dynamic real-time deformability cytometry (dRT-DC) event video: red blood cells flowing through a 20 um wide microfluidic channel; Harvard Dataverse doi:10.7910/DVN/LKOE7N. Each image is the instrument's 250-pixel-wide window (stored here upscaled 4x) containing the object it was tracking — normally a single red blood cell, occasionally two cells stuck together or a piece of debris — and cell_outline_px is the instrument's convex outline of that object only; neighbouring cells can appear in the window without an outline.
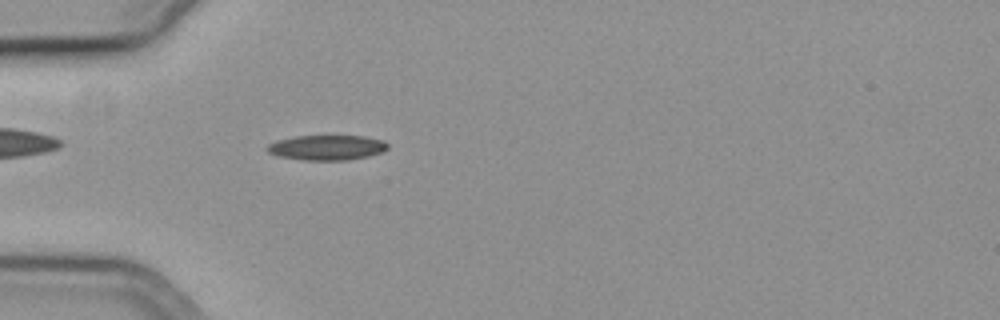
{"species": "common noctule bat (a hibernating species)", "species_latin": "Nyctalus noctula", "temperature_condition": "cold", "stored_images_in_passage": 30, "camera_frame_rate_fps": 3000, "um_per_image_px": 0.085, "animal": {"sex": "female", "body_mass_g": 19.3, "forearm_length_mm": 54.1}, "frame": {"image": 1, "passage_image": 5, "time_ms": 1.333, "image_size_px": [1000, 320], "cell_outline_px": [[388, 148], [384, 152], [368, 156], [344, 160], [304, 160], [276, 156], [268, 152], [264, 148], [268, 144], [276, 140], [296, 136], [364, 136], [384, 140], [388, 144]], "centroid_in_image_um": [27.77, 12.54], "position_along_channel_um": 57.2, "area_um2": 17.74}}
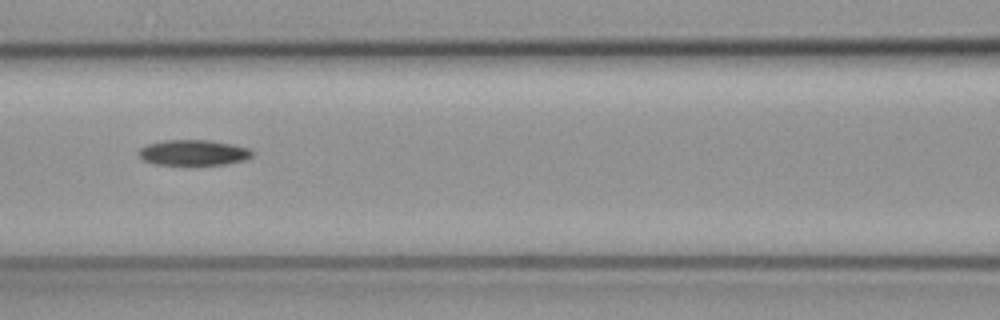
{"frame": {"image": 2, "passage_image": 13, "time_ms": 4.0, "image_size_px": [1000, 320], "cell_outline_px": [[252, 156], [244, 160], [228, 164], [196, 168], [188, 168], [152, 164], [144, 160], [136, 152], [140, 148], [148, 144], [164, 140], [208, 140], [232, 144], [248, 148], [252, 152]], "centroid_in_image_um": [16.4, 13.04], "position_along_channel_um": 150.2, "area_um2": 17.98}}
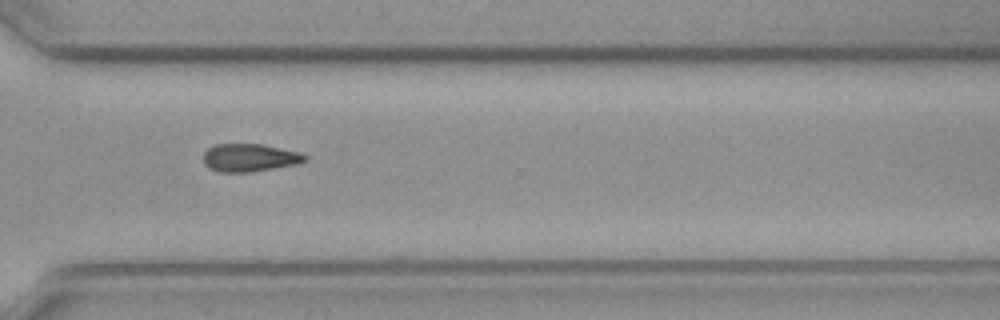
{"frame": {"image": 3, "passage_image": 29, "time_ms": 9.333, "image_size_px": [1000, 320], "cell_outline_px": [[308, 160], [300, 164], [252, 172], [220, 172], [208, 168], [204, 164], [204, 152], [208, 148], [216, 144], [264, 144], [300, 152], [308, 156]], "centroid_in_image_um": [21.27, 13.41], "position_along_channel_um": 349.3, "area_um2": 16.82}}